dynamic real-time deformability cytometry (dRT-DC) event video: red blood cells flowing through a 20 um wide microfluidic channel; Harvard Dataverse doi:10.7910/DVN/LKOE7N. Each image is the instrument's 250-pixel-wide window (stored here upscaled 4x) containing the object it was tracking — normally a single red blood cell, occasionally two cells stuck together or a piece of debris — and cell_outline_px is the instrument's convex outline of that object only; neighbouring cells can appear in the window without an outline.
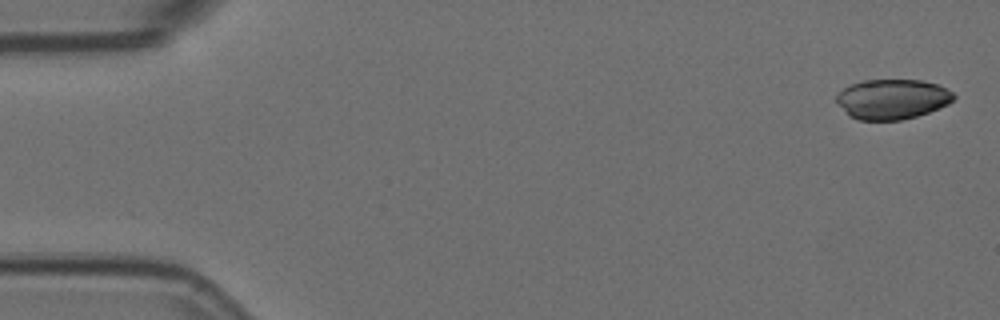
{"species": "Egyptian fruit bat (a non-hibernating species)", "species_latin": "Rousettus aegyptiacus", "temperature_condition": "room temperature", "stored_images_in_passage": 5, "camera_frame_rate_fps": 3000, "um_per_image_px": 0.085, "animal": {"sex": "female"}, "frame": {"image": 1, "passage_image": 1, "time_ms": 0.0, "image_size_px": [1000, 320], "cell_outline_px": [[956, 96], [948, 104], [928, 112], [916, 116], [900, 120], [860, 120], [848, 116], [836, 104], [836, 96], [844, 88], [852, 84], [864, 80], [920, 80], [936, 84], [952, 92]], "centroid_in_image_um": [75.8, 8.43], "position_along_channel_um": 9.2, "area_um2": 27.22}}
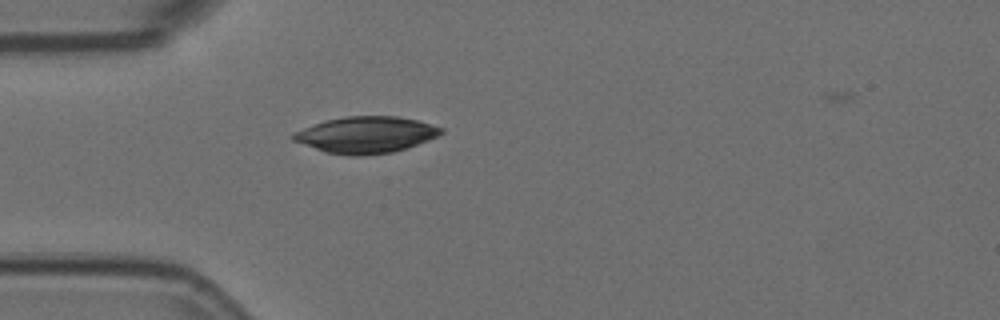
{"frame": {"image": 2, "passage_image": 5, "time_ms": 1.333, "image_size_px": [1000, 320], "cell_outline_px": [[444, 132], [440, 136], [392, 152], [364, 156], [348, 156], [324, 152], [292, 140], [288, 136], [292, 132], [324, 120], [348, 116], [396, 116], [420, 120], [444, 128]], "centroid_in_image_um": [31.08, 11.45], "position_along_channel_um": 53.9, "area_um2": 31.79}}